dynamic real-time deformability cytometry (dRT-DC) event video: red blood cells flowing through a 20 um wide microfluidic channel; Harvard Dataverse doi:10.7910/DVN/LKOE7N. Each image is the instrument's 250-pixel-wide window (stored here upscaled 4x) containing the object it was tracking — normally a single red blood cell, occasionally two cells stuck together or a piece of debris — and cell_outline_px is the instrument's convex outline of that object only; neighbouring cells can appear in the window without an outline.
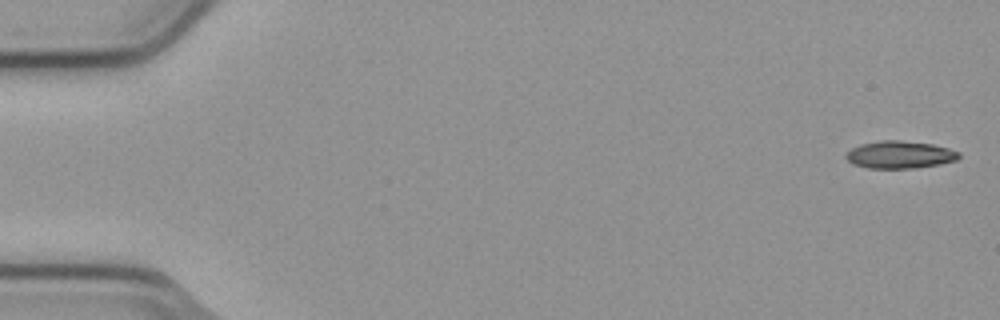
{"species": "common noctule bat (a hibernating species)", "species_latin": "Nyctalus noctula", "temperature_condition": "cold", "stored_images_in_passage": 4, "camera_frame_rate_fps": 3000, "um_per_image_px": 0.085, "animal": {"sex": "male", "body_mass_g": 23.1, "forearm_length_mm": 52.7}, "frame": {"image": 1, "passage_image": 1, "time_ms": 0.0, "image_size_px": [1000, 320], "cell_outline_px": [[960, 156], [956, 160], [940, 164], [916, 168], [868, 168], [852, 164], [844, 156], [852, 148], [860, 144], [880, 140], [900, 140], [932, 144], [948, 148], [960, 152]], "centroid_in_image_um": [76.48, 13.15], "position_along_channel_um": 8.5, "area_um2": 18.09}}